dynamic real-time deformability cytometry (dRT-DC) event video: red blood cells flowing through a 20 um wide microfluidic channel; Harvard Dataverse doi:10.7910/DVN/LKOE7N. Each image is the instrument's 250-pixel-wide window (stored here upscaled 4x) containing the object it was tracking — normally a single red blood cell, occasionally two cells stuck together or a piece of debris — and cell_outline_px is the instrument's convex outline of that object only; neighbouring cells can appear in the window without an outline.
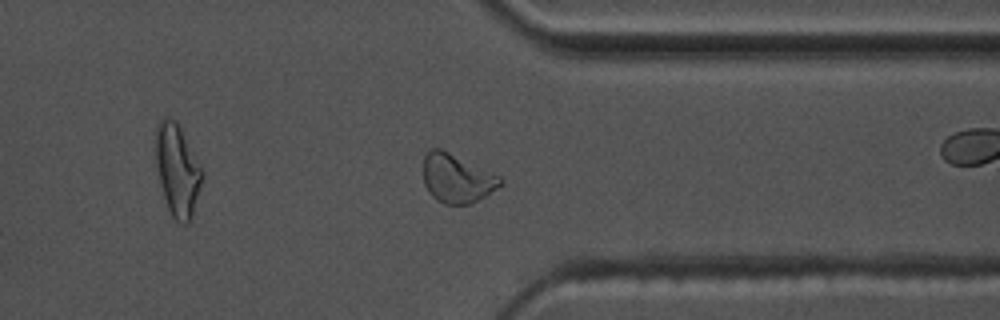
{"species": "common noctule bat (a hibernating species)", "species_latin": "Nyctalus noctula", "temperature_condition": "warm", "stored_images_in_passage": 43, "camera_frame_rate_fps": 3000, "um_per_image_px": 0.085, "animal": {"sex": "male", "body_mass_g": 17.5, "forearm_length_mm": 52.3}, "frame": {"image": 1, "passage_image": 31, "time_ms": 10.0, "image_size_px": [1000, 320], "cell_outline_px": [[504, 184], [484, 196], [468, 204], [444, 204], [436, 200], [428, 192], [424, 184], [424, 156], [432, 148], [440, 148], [500, 176], [504, 180]], "centroid_in_image_um": [38.83, 15.17], "position_along_channel_um": 372.6, "area_um2": 21.68}}